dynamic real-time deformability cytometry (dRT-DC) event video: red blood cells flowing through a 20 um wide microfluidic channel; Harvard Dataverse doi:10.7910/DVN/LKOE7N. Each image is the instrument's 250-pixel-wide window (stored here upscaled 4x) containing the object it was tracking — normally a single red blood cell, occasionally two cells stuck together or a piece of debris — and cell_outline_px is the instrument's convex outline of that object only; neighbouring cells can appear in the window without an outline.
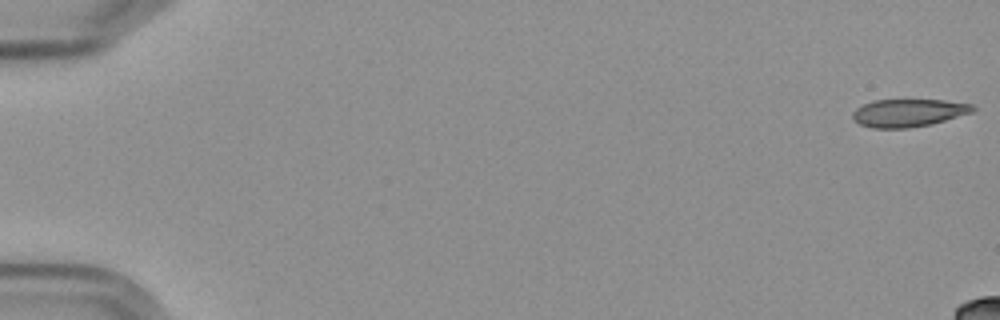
{"species": "Egyptian fruit bat (a non-hibernating species)", "species_latin": "Rousettus aegyptiacus", "temperature_condition": "cold", "stored_images_in_passage": 16, "camera_frame_rate_fps": 3000, "um_per_image_px": 0.085, "frame": {"image": 1, "passage_image": 1, "time_ms": 0.0, "image_size_px": [1000, 320], "cell_outline_px": [[976, 108], [972, 112], [932, 124], [908, 128], [872, 128], [860, 124], [852, 120], [852, 112], [856, 108], [872, 100], [944, 100], [972, 104]], "centroid_in_image_um": [77.19, 9.59], "position_along_channel_um": 7.8, "area_um2": 19.48}}